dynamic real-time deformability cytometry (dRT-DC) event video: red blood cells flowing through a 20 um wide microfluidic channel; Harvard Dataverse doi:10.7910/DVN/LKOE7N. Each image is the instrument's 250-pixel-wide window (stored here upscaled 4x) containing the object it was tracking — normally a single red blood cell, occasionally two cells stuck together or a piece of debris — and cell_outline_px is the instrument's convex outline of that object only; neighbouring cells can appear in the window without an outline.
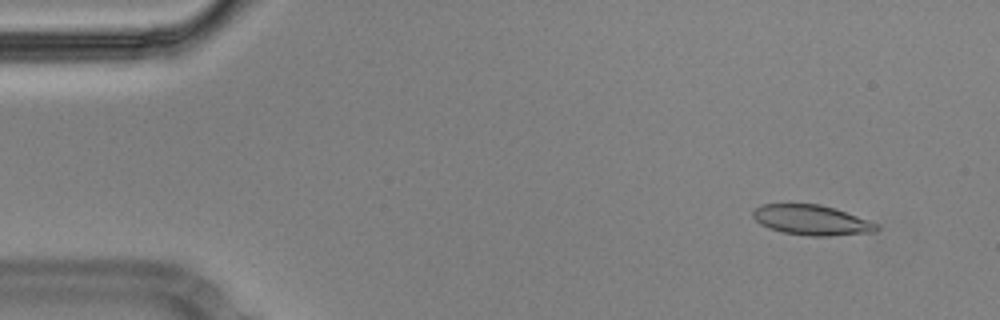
{"species": "Egyptian fruit bat (a non-hibernating species)", "species_latin": "Rousettus aegyptiacus", "temperature_condition": "cold", "stored_images_in_passage": 56, "camera_frame_rate_fps": 3000, "um_per_image_px": 0.085, "animal": {"sex": "male"}, "frame": {"image": 1, "passage_image": 5, "time_ms": 1.333, "image_size_px": [1000, 320], "cell_outline_px": [[880, 228], [876, 232], [828, 236], [812, 236], [784, 232], [768, 228], [760, 224], [752, 216], [752, 212], [760, 204], [820, 204], [856, 216], [876, 224]], "centroid_in_image_um": [68.95, 18.71], "position_along_channel_um": 16.1, "area_um2": 21.39}}
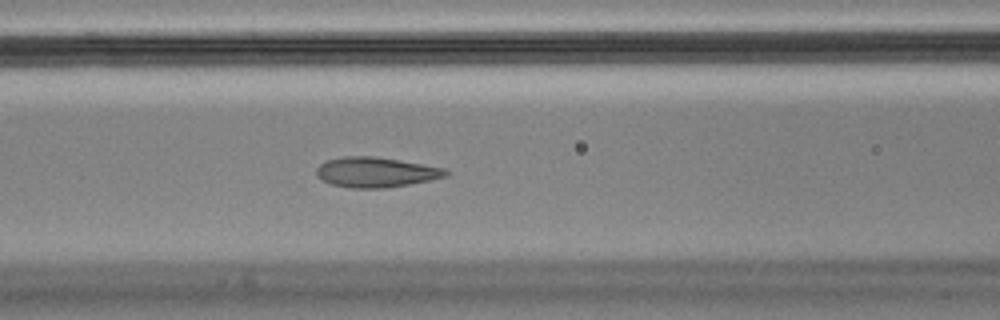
{"frame": {"image": 2, "passage_image": 23, "time_ms": 7.333, "image_size_px": [1000, 320], "cell_outline_px": [[448, 176], [408, 184], [384, 188], [348, 188], [332, 184], [316, 176], [316, 168], [320, 164], [328, 160], [344, 156], [372, 156], [444, 168], [448, 172]], "centroid_in_image_um": [31.9, 14.64], "position_along_channel_um": 134.7, "area_um2": 22.31}}
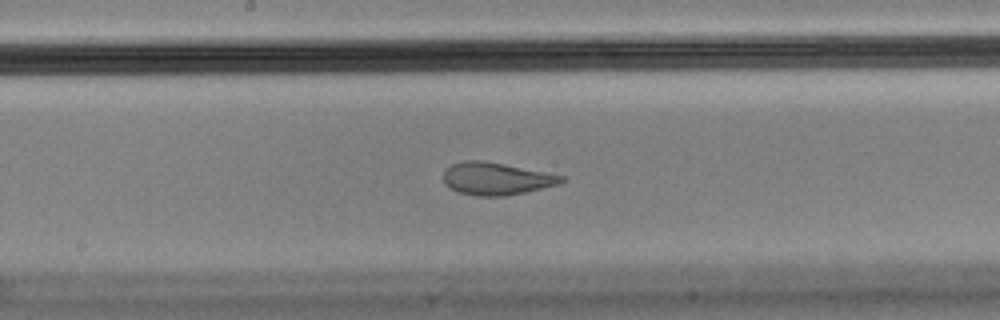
{"frame": {"image": 3, "passage_image": 29, "time_ms": 9.333, "image_size_px": [1000, 320], "cell_outline_px": [[564, 180], [560, 184], [524, 192], [504, 196], [476, 196], [456, 192], [448, 188], [444, 184], [444, 172], [452, 164], [464, 160], [484, 160], [564, 176]], "centroid_in_image_um": [42.13, 15.19], "position_along_channel_um": 206.1, "area_um2": 22.25}}